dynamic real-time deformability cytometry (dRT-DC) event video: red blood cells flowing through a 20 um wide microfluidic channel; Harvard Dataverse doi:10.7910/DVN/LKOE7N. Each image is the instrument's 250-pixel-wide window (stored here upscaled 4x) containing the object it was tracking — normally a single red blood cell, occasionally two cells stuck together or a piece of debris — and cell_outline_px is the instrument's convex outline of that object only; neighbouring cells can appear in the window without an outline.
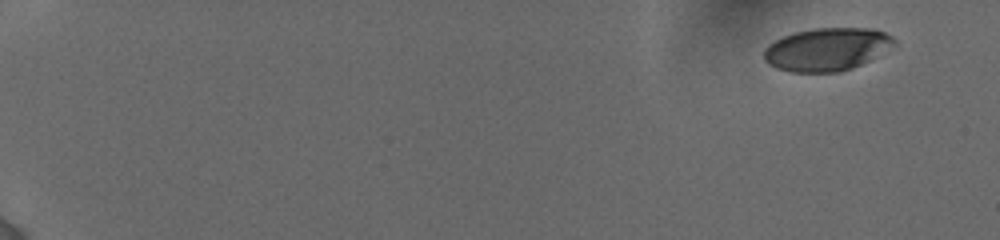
{"species": "human", "species_latin": "Homo sapiens", "temperature_condition": "cold", "stored_images_in_passage": 49, "camera_frame_rate_fps": 3000, "um_per_image_px": 0.085, "donor": {"sex": "female"}, "frame": {"image": 1, "passage_image": 1, "time_ms": 0.0, "image_size_px": [1000, 240], "cell_outline_px": [[896, 40], [892, 44], [868, 60], [852, 68], [840, 72], [788, 72], [776, 68], [768, 64], [764, 60], [764, 48], [768, 44], [784, 36], [796, 32], [816, 28], [872, 28], [884, 32], [892, 36]], "centroid_in_image_um": [70.21, 4.19], "position_along_channel_um": 14.8, "area_um2": 32.19}}
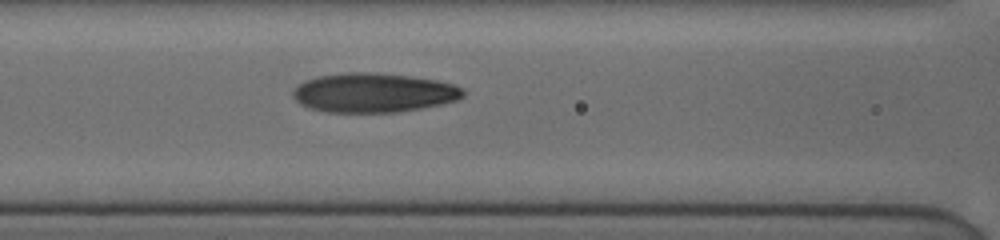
{"frame": {"image": 2, "passage_image": 27, "time_ms": 8.0, "image_size_px": [1000, 240], "cell_outline_px": [[464, 96], [456, 100], [440, 104], [400, 112], [324, 112], [308, 108], [300, 104], [292, 96], [292, 92], [304, 80], [316, 76], [348, 72], [368, 72], [408, 76], [436, 80], [456, 84], [464, 88]], "centroid_in_image_um": [31.74, 7.88], "position_along_channel_um": 134.9, "area_um2": 39.07}}
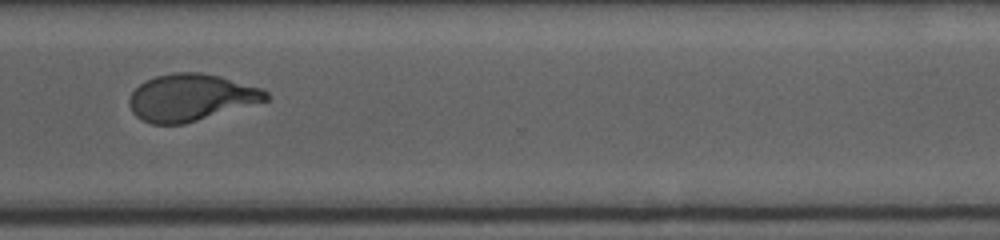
{"frame": {"image": 3, "passage_image": 48, "time_ms": 13.667, "image_size_px": [1000, 240], "cell_outline_px": [[272, 96], [268, 100], [184, 124], [152, 124], [136, 116], [132, 112], [128, 104], [128, 100], [132, 92], [140, 84], [156, 76], [172, 72], [200, 72], [220, 76], [260, 88], [268, 92]], "centroid_in_image_um": [16.22, 8.28], "position_along_channel_um": 354.4, "area_um2": 37.22}}